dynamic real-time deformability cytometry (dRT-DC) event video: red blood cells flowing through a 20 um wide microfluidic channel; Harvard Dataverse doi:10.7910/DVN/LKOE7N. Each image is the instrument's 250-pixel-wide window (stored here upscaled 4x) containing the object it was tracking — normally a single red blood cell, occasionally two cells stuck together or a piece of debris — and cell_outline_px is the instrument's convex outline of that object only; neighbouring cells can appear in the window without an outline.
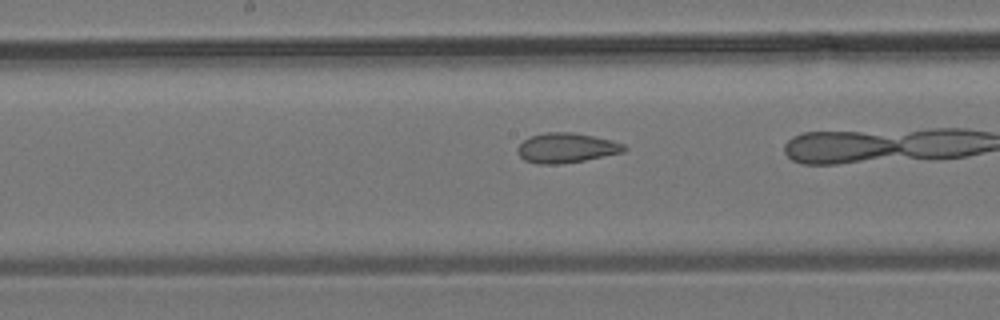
{"species": "common noctule bat (a hibernating species)", "species_latin": "Nyctalus noctula", "temperature_condition": "room temperature", "stored_images_in_passage": 23, "camera_frame_rate_fps": 3000, "um_per_image_px": 0.085, "animal": {"sex": "male", "body_mass_g": 19.2, "forearm_length_mm": 51.8}, "frame": {"image": 1, "passage_image": 10, "time_ms": 3.0, "image_size_px": [1000, 320], "cell_outline_px": [[628, 148], [624, 152], [584, 160], [556, 164], [536, 164], [524, 160], [516, 152], [516, 148], [524, 140], [532, 136], [548, 132], [572, 132], [612, 140], [624, 144]], "centroid_in_image_um": [48.13, 12.57], "position_along_channel_um": 200.1, "area_um2": 18.44}}